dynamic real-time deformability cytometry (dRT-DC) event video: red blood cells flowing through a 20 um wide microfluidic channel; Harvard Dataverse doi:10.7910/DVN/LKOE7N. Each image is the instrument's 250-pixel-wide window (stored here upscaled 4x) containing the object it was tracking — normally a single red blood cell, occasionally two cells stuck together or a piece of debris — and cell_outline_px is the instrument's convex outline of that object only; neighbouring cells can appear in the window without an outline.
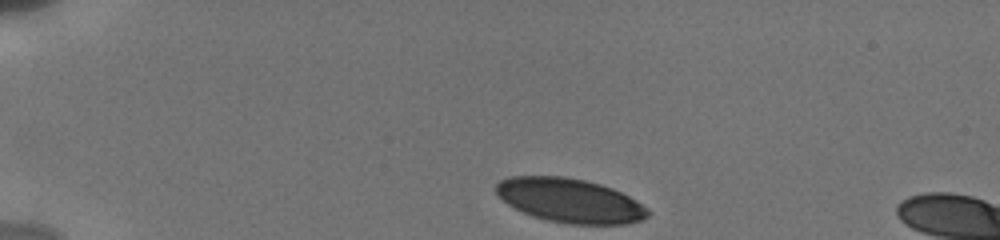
{"species": "human", "species_latin": "Homo sapiens", "temperature_condition": "cold", "stored_images_in_passage": 6, "camera_frame_rate_fps": 3000, "um_per_image_px": 0.085, "donor": {"sex": "male"}, "frame": {"image": 1, "passage_image": 1, "time_ms": 0.0, "image_size_px": [1000, 240], "cell_outline_px": [[652, 212], [644, 220], [628, 224], [568, 224], [548, 220], [532, 216], [508, 204], [496, 192], [496, 184], [500, 180], [508, 176], [564, 176], [584, 180], [600, 184], [612, 188], [636, 200], [648, 208]], "centroid_in_image_um": [48.48, 17.04], "position_along_channel_um": 36.5, "area_um2": 39.07}}